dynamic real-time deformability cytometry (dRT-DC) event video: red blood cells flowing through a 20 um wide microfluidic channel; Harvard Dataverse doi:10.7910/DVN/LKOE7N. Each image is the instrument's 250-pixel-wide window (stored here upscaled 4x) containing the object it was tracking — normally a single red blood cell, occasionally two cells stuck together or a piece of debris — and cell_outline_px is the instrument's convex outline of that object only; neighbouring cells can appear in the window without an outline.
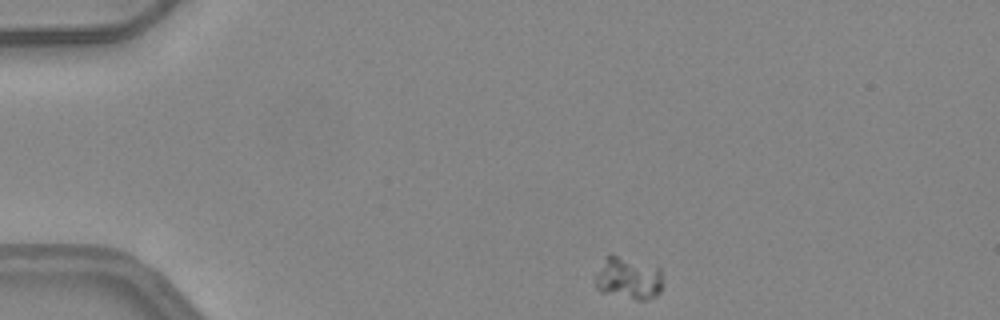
{"species": "common noctule bat (a hibernating species)", "species_latin": "Nyctalus noctula", "temperature_condition": "warm", "stored_images_in_passage": 11, "camera_frame_rate_fps": 3000, "um_per_image_px": 0.085, "animal": {"sex": "female", "body_mass_g": 24.6, "forearm_length_mm": 56.2}, "frame": {"image": 1, "passage_image": 1, "time_ms": 0.0, "image_size_px": [1000, 320], "cell_outline_px": [[660, 292], [656, 296], [644, 300], [636, 300], [600, 292], [596, 288], [596, 276], [608, 256], [612, 252], [660, 268]], "centroid_in_image_um": [53.41, 23.65], "position_along_channel_um": 31.6, "area_um2": 16.47}}